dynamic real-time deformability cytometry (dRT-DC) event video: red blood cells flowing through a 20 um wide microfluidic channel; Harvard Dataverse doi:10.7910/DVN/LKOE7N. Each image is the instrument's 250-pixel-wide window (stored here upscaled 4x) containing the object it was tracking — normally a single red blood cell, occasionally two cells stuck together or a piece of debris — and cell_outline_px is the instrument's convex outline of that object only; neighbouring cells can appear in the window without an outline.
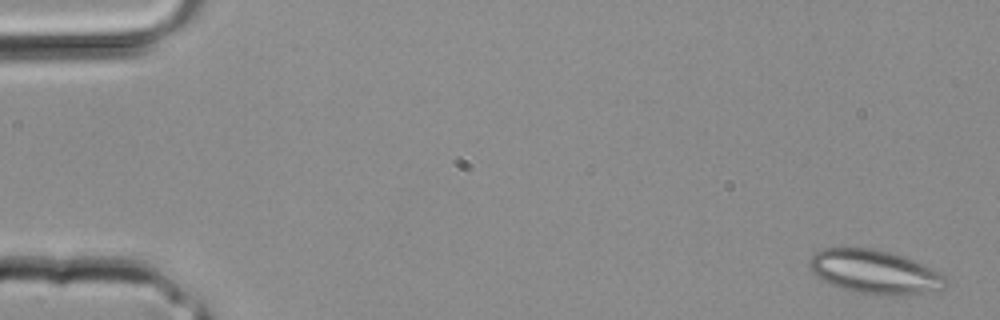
{"species": "common noctule bat (a hibernating species)", "species_latin": "Nyctalus noctula", "temperature_condition": "room temperature", "stored_images_in_passage": 2, "camera_frame_rate_fps": 3000, "um_per_image_px": 0.085, "animal": {"sex": "male", "body_mass_g": 20.4}, "frame": {"image": 1, "passage_image": 1, "time_ms": 0.0, "image_size_px": [1000, 320], "cell_outline_px": [[948, 280], [940, 288], [904, 296], [888, 296], [852, 292], [840, 288], [820, 280], [812, 272], [808, 264], [808, 260], [816, 252], [824, 248], [872, 248], [892, 252], [924, 264], [944, 272], [948, 276]], "centroid_in_image_um": [74.35, 23.11], "position_along_channel_um": 10.7, "area_um2": 35.26}}